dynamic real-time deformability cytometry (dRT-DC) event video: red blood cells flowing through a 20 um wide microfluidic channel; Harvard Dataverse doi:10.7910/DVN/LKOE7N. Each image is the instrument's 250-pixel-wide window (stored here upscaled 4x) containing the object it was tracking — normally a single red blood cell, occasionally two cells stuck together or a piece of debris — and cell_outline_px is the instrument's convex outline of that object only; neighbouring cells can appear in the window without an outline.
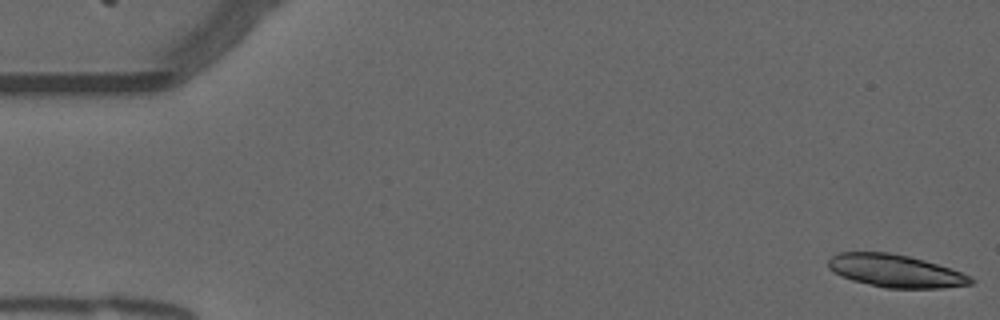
{"species": "common noctule bat (a hibernating species)", "species_latin": "Nyctalus noctula", "temperature_condition": "warm", "stored_images_in_passage": 54, "camera_frame_rate_fps": 3000, "um_per_image_px": 0.085, "animal": {"sex": "male", "forearm_length_mm": 52.5}, "frame": {"image": 1, "passage_image": 1, "time_ms": 0.0, "image_size_px": [1000, 320], "cell_outline_px": [[976, 280], [972, 284], [944, 288], [884, 288], [852, 280], [840, 276], [832, 272], [828, 268], [828, 260], [832, 256], [840, 252], [888, 252], [908, 256], [924, 260], [952, 268], [972, 276]], "centroid_in_image_um": [76.14, 23.03], "position_along_channel_um": 8.9, "area_um2": 27.46}}
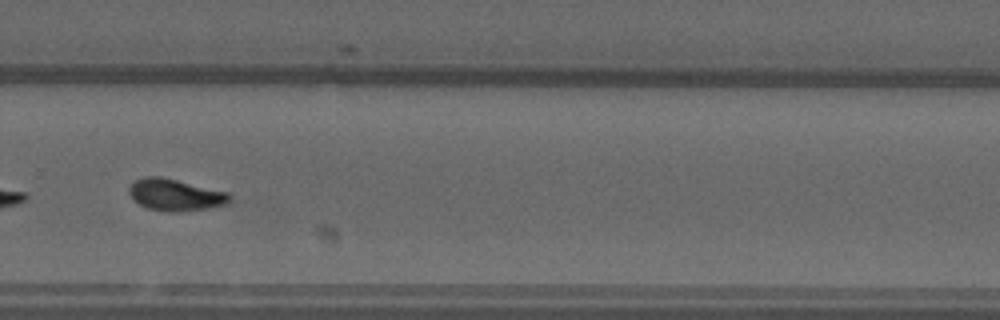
{"frame": {"image": 2, "passage_image": 37, "time_ms": 12.0, "image_size_px": [1000, 320], "cell_outline_px": [[232, 200], [228, 204], [208, 208], [172, 212], [168, 212], [148, 208], [140, 204], [128, 192], [128, 188], [136, 180], [144, 176], [160, 176], [228, 192], [232, 196]], "centroid_in_image_um": [14.94, 16.56], "position_along_channel_um": 314.9, "area_um2": 18.5}}
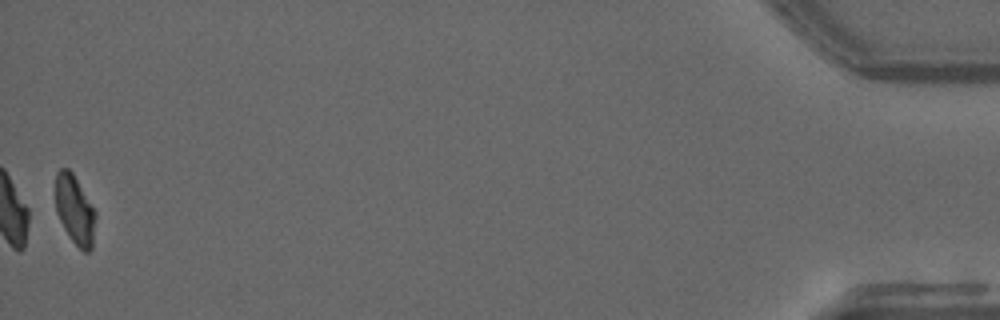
{"frame": {"image": 3, "passage_image": 54, "time_ms": 17.667, "image_size_px": [1000, 320], "cell_outline_px": [[96, 216], [92, 248], [88, 252], [84, 252], [72, 240], [64, 228], [56, 212], [56, 172], [60, 168], [68, 168], [72, 172], [96, 212]], "centroid_in_image_um": [6.36, 17.83], "position_along_channel_um": 428.8, "area_um2": 15.95}, "authors_computed_cell_mechanics": {"area_um2": 18.496, "velocity_mm_per_s": 3.7584, "shape_relaxation_time_tau1_ms": 7.4019, "shape_relaxation_time_tau2_ms": 3.5601, "deformation_change_tau1": 0.1999, "deformation_change_tau2": 0.0893}}